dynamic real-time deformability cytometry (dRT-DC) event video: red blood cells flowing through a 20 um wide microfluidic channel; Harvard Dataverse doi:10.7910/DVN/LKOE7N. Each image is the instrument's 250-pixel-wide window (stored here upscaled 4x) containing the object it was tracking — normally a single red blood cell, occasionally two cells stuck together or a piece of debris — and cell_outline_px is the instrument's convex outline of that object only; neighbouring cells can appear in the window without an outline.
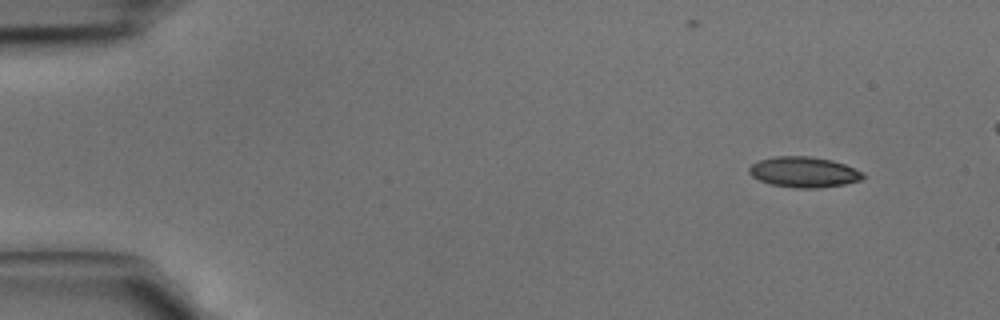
{"species": "common noctule bat (a hibernating species)", "species_latin": "Nyctalus noctula", "temperature_condition": "cold", "stored_images_in_passage": 4, "camera_frame_rate_fps": 3000, "um_per_image_px": 0.085, "animal": {"sex": "male", "body_mass_g": 15.6}, "frame": {"image": 1, "passage_image": 1, "time_ms": 0.0, "image_size_px": [1000, 320], "cell_outline_px": [[864, 176], [860, 180], [844, 184], [816, 188], [796, 188], [772, 184], [760, 180], [752, 176], [748, 172], [748, 168], [752, 164], [760, 160], [776, 156], [808, 156], [832, 160], [844, 164], [860, 172]], "centroid_in_image_um": [68.29, 14.62], "position_along_channel_um": 16.7, "area_um2": 19.94}}